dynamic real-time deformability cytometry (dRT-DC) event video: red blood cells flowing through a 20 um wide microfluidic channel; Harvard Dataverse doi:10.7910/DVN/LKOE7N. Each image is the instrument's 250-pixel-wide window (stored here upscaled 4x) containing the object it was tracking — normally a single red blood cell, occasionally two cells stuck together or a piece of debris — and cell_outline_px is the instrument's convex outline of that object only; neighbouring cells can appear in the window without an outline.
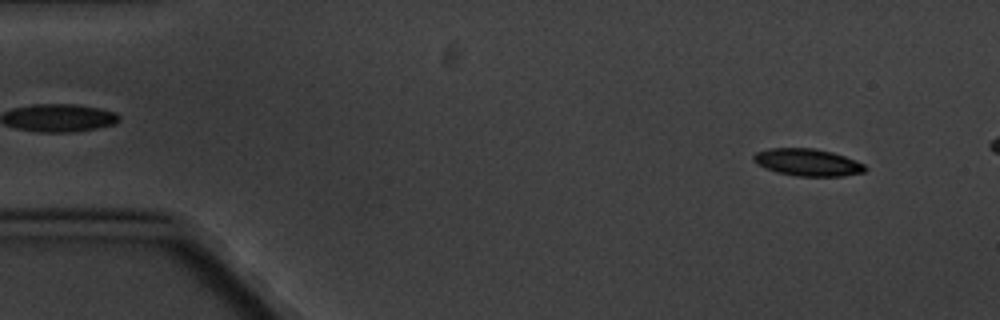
{"species": "common noctule bat (a hibernating species)", "species_latin": "Nyctalus noctula", "temperature_condition": "cold", "stored_images_in_passage": 5, "segment_of_instrument_passage": [2, 2], "camera_frame_rate_fps": 3000, "um_per_image_px": 0.085, "animal": {"sex": "male", "body_mass_g": 20.1, "forearm_length_mm": 53.5}, "frame": {"image": 1, "passage_image": 5, "time_ms": 5.667, "image_size_px": [1000, 320], "cell_outline_px": [[868, 168], [864, 172], [844, 176], [796, 176], [776, 172], [764, 168], [756, 164], [752, 160], [752, 156], [756, 152], [768, 148], [812, 148], [832, 152], [856, 160], [864, 164]], "centroid_in_image_um": [68.62, 13.8], "position_along_channel_um": 16.4, "area_um2": 17.86}}